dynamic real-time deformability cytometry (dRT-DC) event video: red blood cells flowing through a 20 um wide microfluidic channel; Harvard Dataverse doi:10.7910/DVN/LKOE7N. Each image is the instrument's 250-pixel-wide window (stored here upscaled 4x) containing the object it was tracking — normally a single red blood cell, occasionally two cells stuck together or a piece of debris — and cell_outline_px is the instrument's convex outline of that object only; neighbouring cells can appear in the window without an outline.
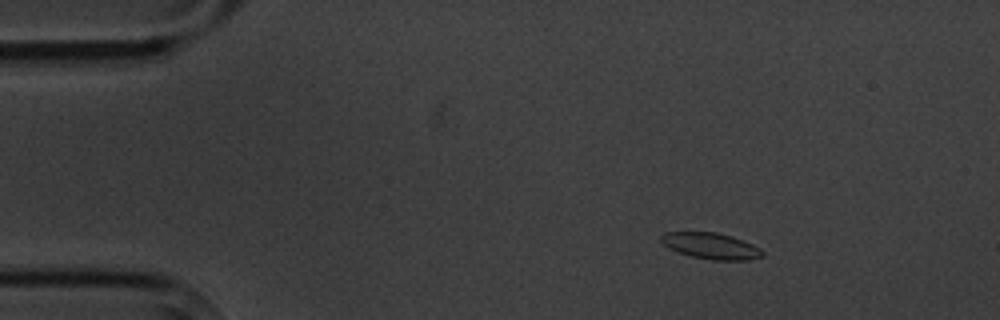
{"species": "common noctule bat (a hibernating species)", "species_latin": "Nyctalus noctula", "temperature_condition": "cold", "stored_images_in_passage": 5, "camera_frame_rate_fps": 3000, "um_per_image_px": 0.085, "animal": {"sex": "male", "body_mass_g": 20.1, "forearm_length_mm": 53.5}, "frame": {"image": 1, "passage_image": 1, "time_ms": 0.0, "image_size_px": [1000, 320], "cell_outline_px": [[764, 256], [748, 260], [712, 260], [692, 256], [668, 248], [660, 240], [660, 236], [664, 232], [716, 232], [732, 236], [752, 244], [760, 248], [764, 252]], "centroid_in_image_um": [60.44, 20.9], "position_along_channel_um": 24.6, "area_um2": 15.43}}
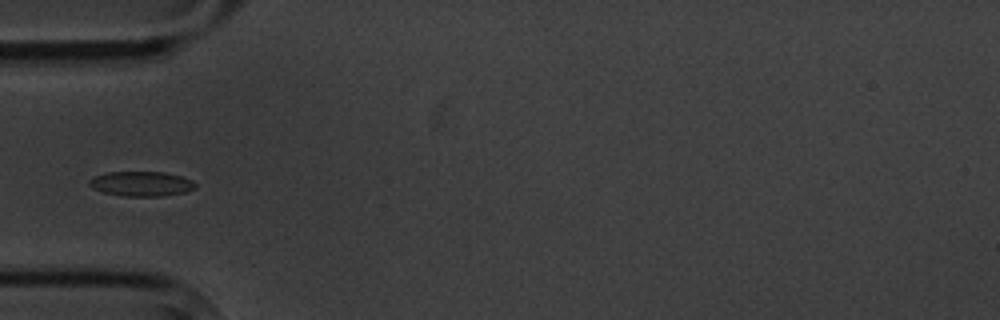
{"frame": {"image": 2, "passage_image": 4, "time_ms": 3.333, "image_size_px": [1000, 320], "cell_outline_px": [[196, 188], [184, 192], [160, 196], [124, 196], [104, 192], [92, 188], [88, 184], [88, 180], [104, 172], [164, 172], [180, 176], [192, 180], [196, 184]], "centroid_in_image_um": [12.0, 15.61], "position_along_channel_um": 73.0, "area_um2": 15.26}}
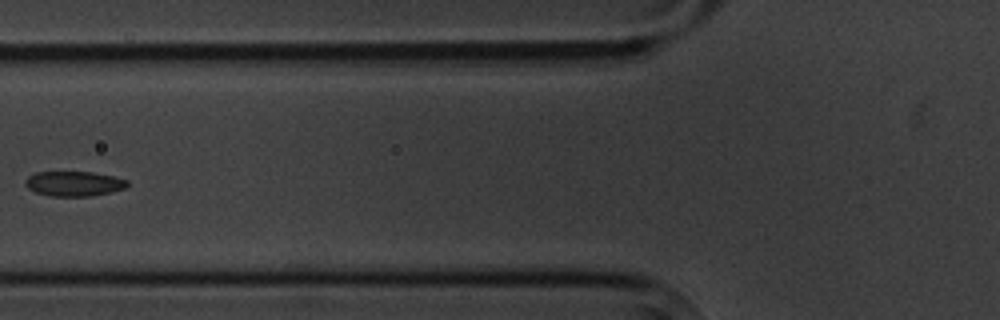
{"frame": {"image": 3, "passage_image": 5, "time_ms": 4.667, "image_size_px": [1000, 320], "cell_outline_px": [[128, 184], [124, 188], [112, 192], [88, 196], [48, 196], [36, 192], [28, 188], [24, 184], [24, 180], [28, 176], [36, 172], [92, 172], [112, 176], [128, 180]], "centroid_in_image_um": [6.25, 15.61], "position_along_channel_um": 119.5, "area_um2": 14.8}}